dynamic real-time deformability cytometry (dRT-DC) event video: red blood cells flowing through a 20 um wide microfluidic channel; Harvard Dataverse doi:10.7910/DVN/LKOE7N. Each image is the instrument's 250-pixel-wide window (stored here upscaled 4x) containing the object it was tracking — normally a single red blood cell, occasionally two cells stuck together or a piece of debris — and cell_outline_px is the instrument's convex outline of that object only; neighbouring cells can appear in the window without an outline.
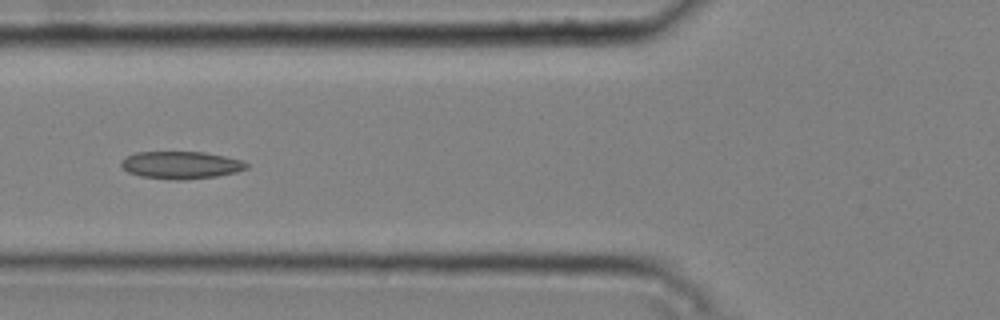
{"species": "common noctule bat (a hibernating species)", "species_latin": "Nyctalus noctula", "temperature_condition": "cold", "stored_images_in_passage": 7, "camera_frame_rate_fps": 3000, "um_per_image_px": 0.085, "animal": {"sex": "male", "body_mass_g": 20.4}, "frame": {"image": 1, "passage_image": 4, "time_ms": 1.0, "image_size_px": [1000, 320], "cell_outline_px": [[248, 168], [236, 172], [216, 176], [184, 180], [176, 180], [140, 176], [128, 172], [120, 164], [128, 156], [136, 152], [204, 152], [224, 156], [240, 160], [248, 164]], "centroid_in_image_um": [15.4, 14.03], "position_along_channel_um": 110.4, "area_um2": 19.83}}
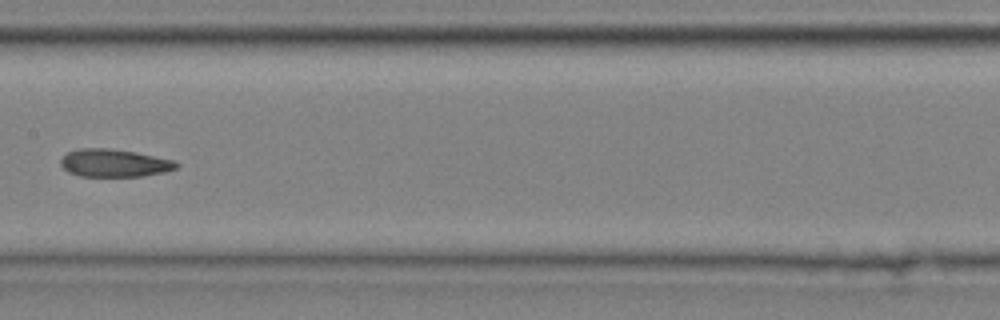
{"frame": {"image": 2, "passage_image": 6, "time_ms": 1.667, "image_size_px": [1000, 320], "cell_outline_px": [[180, 164], [176, 168], [164, 172], [140, 176], [80, 176], [68, 172], [60, 164], [60, 160], [68, 152], [80, 148], [108, 148], [136, 152], [176, 160]], "centroid_in_image_um": [9.73, 13.85], "position_along_channel_um": 197.7, "area_um2": 18.73}}
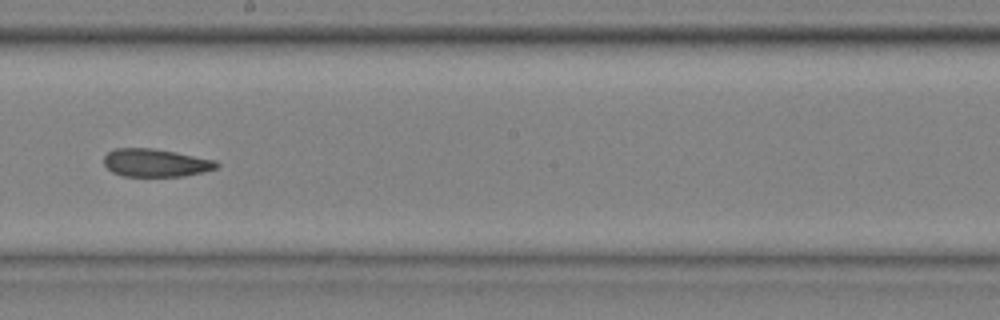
{"frame": {"image": 3, "passage_image": 7, "time_ms": 2.0, "image_size_px": [1000, 320], "cell_outline_px": [[220, 164], [216, 168], [204, 172], [184, 176], [124, 176], [112, 172], [104, 164], [104, 156], [108, 152], [116, 148], [152, 148], [176, 152], [216, 160]], "centroid_in_image_um": [13.24, 13.84], "position_along_channel_um": 235.0, "area_um2": 18.38}}